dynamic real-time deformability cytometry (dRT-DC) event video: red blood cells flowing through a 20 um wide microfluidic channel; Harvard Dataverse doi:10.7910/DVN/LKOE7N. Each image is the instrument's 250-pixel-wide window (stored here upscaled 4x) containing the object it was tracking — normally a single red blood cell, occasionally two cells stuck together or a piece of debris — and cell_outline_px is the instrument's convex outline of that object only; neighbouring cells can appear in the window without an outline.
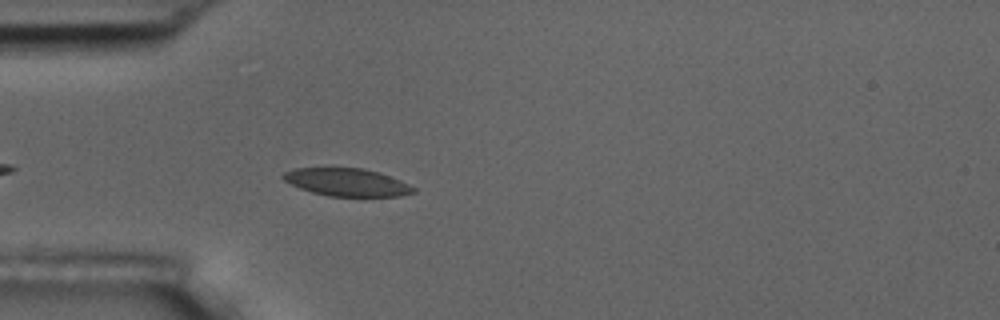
{"species": "common noctule bat (a hibernating species)", "species_latin": "Nyctalus noctula", "temperature_condition": "room temperature", "stored_images_in_passage": 5, "camera_frame_rate_fps": 3000, "um_per_image_px": 0.085, "animal": {"sex": "male", "body_mass_g": 17.5, "forearm_length_mm": 52.3}, "frame": {"image": 1, "passage_image": 5, "time_ms": 4.333, "image_size_px": [1000, 320], "cell_outline_px": [[416, 192], [400, 196], [328, 196], [312, 192], [300, 188], [284, 180], [280, 176], [284, 172], [296, 168], [364, 168], [380, 172], [400, 180], [416, 188]], "centroid_in_image_um": [29.5, 15.49], "position_along_channel_um": 55.5, "area_um2": 21.04}}